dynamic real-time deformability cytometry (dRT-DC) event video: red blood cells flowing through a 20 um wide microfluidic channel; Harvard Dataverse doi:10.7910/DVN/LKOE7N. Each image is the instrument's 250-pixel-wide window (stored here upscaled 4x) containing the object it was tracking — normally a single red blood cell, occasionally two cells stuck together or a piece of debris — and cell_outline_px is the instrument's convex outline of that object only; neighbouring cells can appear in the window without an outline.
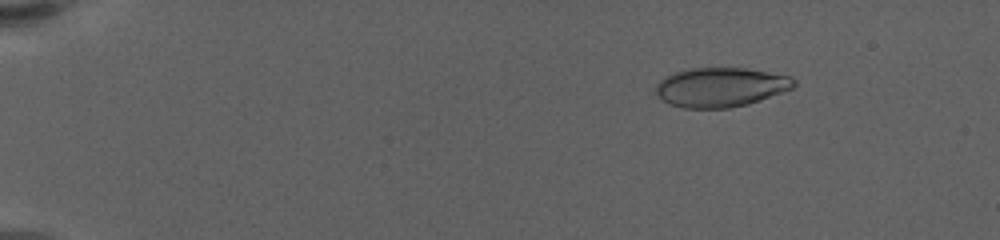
{"species": "human", "species_latin": "Homo sapiens", "temperature_condition": "warm", "stored_images_in_passage": 61, "camera_frame_rate_fps": 3000, "um_per_image_px": 0.085, "donor": {"sex": "female"}, "frame": {"image": 1, "passage_image": 8, "time_ms": 2.333, "image_size_px": [1000, 240], "cell_outline_px": [[796, 84], [792, 88], [748, 104], [728, 108], [684, 108], [668, 104], [656, 92], [656, 84], [660, 80], [676, 72], [688, 68], [744, 68], [788, 76], [796, 80]], "centroid_in_image_um": [61.24, 7.41], "position_along_channel_um": 23.8, "area_um2": 31.27}}
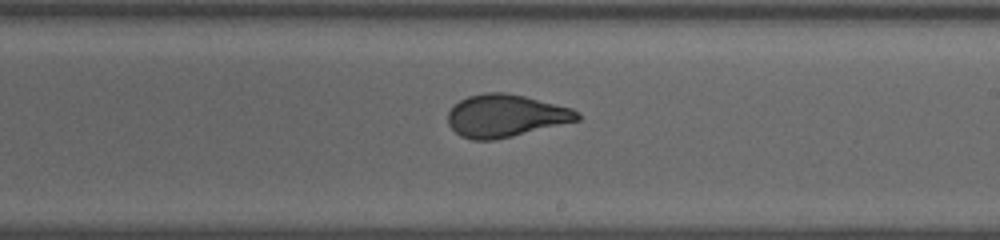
{"frame": {"image": 2, "passage_image": 38, "time_ms": 12.333, "image_size_px": [1000, 240], "cell_outline_px": [[580, 120], [496, 140], [472, 140], [460, 136], [448, 124], [448, 112], [460, 100], [468, 96], [484, 92], [504, 92], [524, 96], [572, 108], [580, 112]], "centroid_in_image_um": [42.98, 9.84], "position_along_channel_um": 246.0, "area_um2": 32.08}}
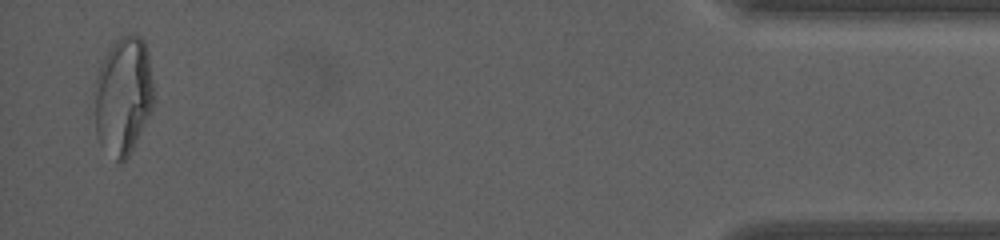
{"frame": {"image": 3, "passage_image": 60, "time_ms": 19.667, "image_size_px": [1000, 240], "cell_outline_px": [[152, 108], [128, 156], [120, 164], [116, 164], [100, 144], [96, 136], [88, 116], [96, 76], [100, 64], [104, 56], [116, 40], [120, 36], [140, 36], [144, 40], [148, 52], [152, 80]], "centroid_in_image_um": [10.35, 8.21], "position_along_channel_um": 424.8, "area_um2": 41.91}, "authors_computed_cell_mechanics": {"area_um2": 32.5992, "velocity_mm_per_s": 3.3922, "shape_relaxation_time_tau1_ms": 7.8187, "shape_relaxation_time_tau2_ms": null, "deformation_change_tau1": 0.2615, "deformation_change_tau2": null}}